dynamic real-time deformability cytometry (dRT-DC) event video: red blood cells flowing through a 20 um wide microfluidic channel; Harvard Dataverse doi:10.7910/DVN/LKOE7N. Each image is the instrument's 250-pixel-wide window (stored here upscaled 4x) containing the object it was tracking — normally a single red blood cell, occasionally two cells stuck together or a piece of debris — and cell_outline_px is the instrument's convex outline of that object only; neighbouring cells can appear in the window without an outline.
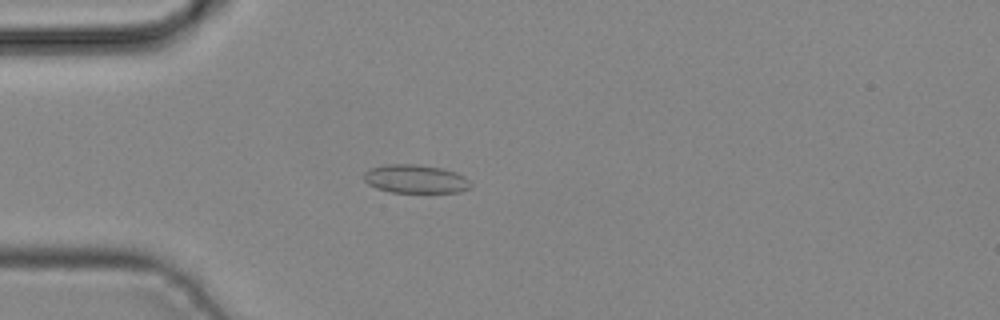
{"species": "common noctule bat (a hibernating species)", "species_latin": "Nyctalus noctula", "temperature_condition": "cold", "stored_images_in_passage": 4, "camera_frame_rate_fps": 3000, "um_per_image_px": 0.085, "animal": {"sex": "male", "body_mass_g": 19.2, "forearm_length_mm": 51.8}, "frame": {"image": 1, "passage_image": 4, "time_ms": 1.0, "image_size_px": [1000, 320], "cell_outline_px": [[472, 184], [468, 188], [460, 192], [392, 192], [376, 188], [368, 184], [364, 180], [364, 172], [372, 168], [388, 164], [420, 164], [440, 168], [456, 172], [464, 176]], "centroid_in_image_um": [35.31, 15.21], "position_along_channel_um": 49.7, "area_um2": 17.63}}